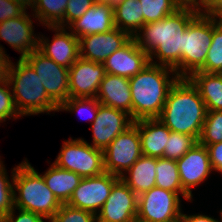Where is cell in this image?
<instances>
[{
  "label": "cell",
  "instance_id": "cell-46",
  "mask_svg": "<svg viewBox=\"0 0 222 222\" xmlns=\"http://www.w3.org/2000/svg\"><path fill=\"white\" fill-rule=\"evenodd\" d=\"M97 3H103V4H109L111 6H114L118 3L119 0H94Z\"/></svg>",
  "mask_w": 222,
  "mask_h": 222
},
{
  "label": "cell",
  "instance_id": "cell-38",
  "mask_svg": "<svg viewBox=\"0 0 222 222\" xmlns=\"http://www.w3.org/2000/svg\"><path fill=\"white\" fill-rule=\"evenodd\" d=\"M15 210H16L15 207L11 209L3 217L2 222H46L45 220H47V222L49 221L48 218L42 215L21 209H17L19 213H17L18 215H16Z\"/></svg>",
  "mask_w": 222,
  "mask_h": 222
},
{
  "label": "cell",
  "instance_id": "cell-47",
  "mask_svg": "<svg viewBox=\"0 0 222 222\" xmlns=\"http://www.w3.org/2000/svg\"><path fill=\"white\" fill-rule=\"evenodd\" d=\"M214 20L218 25L222 26V12Z\"/></svg>",
  "mask_w": 222,
  "mask_h": 222
},
{
  "label": "cell",
  "instance_id": "cell-18",
  "mask_svg": "<svg viewBox=\"0 0 222 222\" xmlns=\"http://www.w3.org/2000/svg\"><path fill=\"white\" fill-rule=\"evenodd\" d=\"M25 10L20 16L0 22V40L8 43L23 59L38 49L39 36L34 34L33 21Z\"/></svg>",
  "mask_w": 222,
  "mask_h": 222
},
{
  "label": "cell",
  "instance_id": "cell-33",
  "mask_svg": "<svg viewBox=\"0 0 222 222\" xmlns=\"http://www.w3.org/2000/svg\"><path fill=\"white\" fill-rule=\"evenodd\" d=\"M99 105L100 102L96 97L69 98L59 106L58 111L76 112L80 114V118H82V116L88 115L89 118L86 120L90 121L91 119L90 124H92L96 119Z\"/></svg>",
  "mask_w": 222,
  "mask_h": 222
},
{
  "label": "cell",
  "instance_id": "cell-6",
  "mask_svg": "<svg viewBox=\"0 0 222 222\" xmlns=\"http://www.w3.org/2000/svg\"><path fill=\"white\" fill-rule=\"evenodd\" d=\"M212 36L213 18L199 13L183 33L182 78H188L205 64Z\"/></svg>",
  "mask_w": 222,
  "mask_h": 222
},
{
  "label": "cell",
  "instance_id": "cell-24",
  "mask_svg": "<svg viewBox=\"0 0 222 222\" xmlns=\"http://www.w3.org/2000/svg\"><path fill=\"white\" fill-rule=\"evenodd\" d=\"M188 79L198 89L207 111H222V74L193 72Z\"/></svg>",
  "mask_w": 222,
  "mask_h": 222
},
{
  "label": "cell",
  "instance_id": "cell-29",
  "mask_svg": "<svg viewBox=\"0 0 222 222\" xmlns=\"http://www.w3.org/2000/svg\"><path fill=\"white\" fill-rule=\"evenodd\" d=\"M205 73L222 74V26L213 19V36L205 64L198 70Z\"/></svg>",
  "mask_w": 222,
  "mask_h": 222
},
{
  "label": "cell",
  "instance_id": "cell-5",
  "mask_svg": "<svg viewBox=\"0 0 222 222\" xmlns=\"http://www.w3.org/2000/svg\"><path fill=\"white\" fill-rule=\"evenodd\" d=\"M8 82L21 117L59 112V106L47 95L39 76L24 59L19 58L16 64L11 62Z\"/></svg>",
  "mask_w": 222,
  "mask_h": 222
},
{
  "label": "cell",
  "instance_id": "cell-32",
  "mask_svg": "<svg viewBox=\"0 0 222 222\" xmlns=\"http://www.w3.org/2000/svg\"><path fill=\"white\" fill-rule=\"evenodd\" d=\"M197 143L198 140L194 136L171 131L164 149V158L178 160Z\"/></svg>",
  "mask_w": 222,
  "mask_h": 222
},
{
  "label": "cell",
  "instance_id": "cell-45",
  "mask_svg": "<svg viewBox=\"0 0 222 222\" xmlns=\"http://www.w3.org/2000/svg\"><path fill=\"white\" fill-rule=\"evenodd\" d=\"M14 2L19 3L20 5H22L26 10L30 7L32 8L34 0H12Z\"/></svg>",
  "mask_w": 222,
  "mask_h": 222
},
{
  "label": "cell",
  "instance_id": "cell-2",
  "mask_svg": "<svg viewBox=\"0 0 222 222\" xmlns=\"http://www.w3.org/2000/svg\"><path fill=\"white\" fill-rule=\"evenodd\" d=\"M206 106L188 78H179L170 88L158 119L172 132L199 139L206 118Z\"/></svg>",
  "mask_w": 222,
  "mask_h": 222
},
{
  "label": "cell",
  "instance_id": "cell-1",
  "mask_svg": "<svg viewBox=\"0 0 222 222\" xmlns=\"http://www.w3.org/2000/svg\"><path fill=\"white\" fill-rule=\"evenodd\" d=\"M198 14L179 8L162 20L144 24L133 38L149 55L150 63L172 68L182 78L183 33Z\"/></svg>",
  "mask_w": 222,
  "mask_h": 222
},
{
  "label": "cell",
  "instance_id": "cell-39",
  "mask_svg": "<svg viewBox=\"0 0 222 222\" xmlns=\"http://www.w3.org/2000/svg\"><path fill=\"white\" fill-rule=\"evenodd\" d=\"M26 9L12 0H0V22L20 16Z\"/></svg>",
  "mask_w": 222,
  "mask_h": 222
},
{
  "label": "cell",
  "instance_id": "cell-19",
  "mask_svg": "<svg viewBox=\"0 0 222 222\" xmlns=\"http://www.w3.org/2000/svg\"><path fill=\"white\" fill-rule=\"evenodd\" d=\"M149 55L132 37L104 61L105 73L130 79L149 64Z\"/></svg>",
  "mask_w": 222,
  "mask_h": 222
},
{
  "label": "cell",
  "instance_id": "cell-3",
  "mask_svg": "<svg viewBox=\"0 0 222 222\" xmlns=\"http://www.w3.org/2000/svg\"><path fill=\"white\" fill-rule=\"evenodd\" d=\"M179 78L174 69L150 62L131 77L132 120L158 118L170 88Z\"/></svg>",
  "mask_w": 222,
  "mask_h": 222
},
{
  "label": "cell",
  "instance_id": "cell-42",
  "mask_svg": "<svg viewBox=\"0 0 222 222\" xmlns=\"http://www.w3.org/2000/svg\"><path fill=\"white\" fill-rule=\"evenodd\" d=\"M222 12V0H206L203 14L215 19Z\"/></svg>",
  "mask_w": 222,
  "mask_h": 222
},
{
  "label": "cell",
  "instance_id": "cell-35",
  "mask_svg": "<svg viewBox=\"0 0 222 222\" xmlns=\"http://www.w3.org/2000/svg\"><path fill=\"white\" fill-rule=\"evenodd\" d=\"M49 222H97V215L68 204H61Z\"/></svg>",
  "mask_w": 222,
  "mask_h": 222
},
{
  "label": "cell",
  "instance_id": "cell-9",
  "mask_svg": "<svg viewBox=\"0 0 222 222\" xmlns=\"http://www.w3.org/2000/svg\"><path fill=\"white\" fill-rule=\"evenodd\" d=\"M141 156L139 131L133 123L104 149V170L121 177Z\"/></svg>",
  "mask_w": 222,
  "mask_h": 222
},
{
  "label": "cell",
  "instance_id": "cell-13",
  "mask_svg": "<svg viewBox=\"0 0 222 222\" xmlns=\"http://www.w3.org/2000/svg\"><path fill=\"white\" fill-rule=\"evenodd\" d=\"M132 124L133 120L126 112L100 104L96 119L91 124L92 146L104 151L120 133Z\"/></svg>",
  "mask_w": 222,
  "mask_h": 222
},
{
  "label": "cell",
  "instance_id": "cell-28",
  "mask_svg": "<svg viewBox=\"0 0 222 222\" xmlns=\"http://www.w3.org/2000/svg\"><path fill=\"white\" fill-rule=\"evenodd\" d=\"M68 0H34L33 18L44 26L64 27V14Z\"/></svg>",
  "mask_w": 222,
  "mask_h": 222
},
{
  "label": "cell",
  "instance_id": "cell-41",
  "mask_svg": "<svg viewBox=\"0 0 222 222\" xmlns=\"http://www.w3.org/2000/svg\"><path fill=\"white\" fill-rule=\"evenodd\" d=\"M11 58L6 54L2 45H0V83L8 80Z\"/></svg>",
  "mask_w": 222,
  "mask_h": 222
},
{
  "label": "cell",
  "instance_id": "cell-36",
  "mask_svg": "<svg viewBox=\"0 0 222 222\" xmlns=\"http://www.w3.org/2000/svg\"><path fill=\"white\" fill-rule=\"evenodd\" d=\"M20 117L15 108L10 83L8 80L0 83V123L6 122L10 118L16 120Z\"/></svg>",
  "mask_w": 222,
  "mask_h": 222
},
{
  "label": "cell",
  "instance_id": "cell-27",
  "mask_svg": "<svg viewBox=\"0 0 222 222\" xmlns=\"http://www.w3.org/2000/svg\"><path fill=\"white\" fill-rule=\"evenodd\" d=\"M156 186L165 190L176 192L188 201L192 197L182 188L176 160L164 157L157 158Z\"/></svg>",
  "mask_w": 222,
  "mask_h": 222
},
{
  "label": "cell",
  "instance_id": "cell-12",
  "mask_svg": "<svg viewBox=\"0 0 222 222\" xmlns=\"http://www.w3.org/2000/svg\"><path fill=\"white\" fill-rule=\"evenodd\" d=\"M138 196L119 179L97 214V222H136Z\"/></svg>",
  "mask_w": 222,
  "mask_h": 222
},
{
  "label": "cell",
  "instance_id": "cell-25",
  "mask_svg": "<svg viewBox=\"0 0 222 222\" xmlns=\"http://www.w3.org/2000/svg\"><path fill=\"white\" fill-rule=\"evenodd\" d=\"M47 187L61 204H67L82 177L75 172L62 169L54 163L42 174Z\"/></svg>",
  "mask_w": 222,
  "mask_h": 222
},
{
  "label": "cell",
  "instance_id": "cell-48",
  "mask_svg": "<svg viewBox=\"0 0 222 222\" xmlns=\"http://www.w3.org/2000/svg\"><path fill=\"white\" fill-rule=\"evenodd\" d=\"M220 217H221V221L219 222H222V210L220 211Z\"/></svg>",
  "mask_w": 222,
  "mask_h": 222
},
{
  "label": "cell",
  "instance_id": "cell-14",
  "mask_svg": "<svg viewBox=\"0 0 222 222\" xmlns=\"http://www.w3.org/2000/svg\"><path fill=\"white\" fill-rule=\"evenodd\" d=\"M105 74L103 63L79 57L69 68V97H96Z\"/></svg>",
  "mask_w": 222,
  "mask_h": 222
},
{
  "label": "cell",
  "instance_id": "cell-16",
  "mask_svg": "<svg viewBox=\"0 0 222 222\" xmlns=\"http://www.w3.org/2000/svg\"><path fill=\"white\" fill-rule=\"evenodd\" d=\"M182 188L193 197L191 188L199 186L213 172L209 152L199 142L176 160Z\"/></svg>",
  "mask_w": 222,
  "mask_h": 222
},
{
  "label": "cell",
  "instance_id": "cell-21",
  "mask_svg": "<svg viewBox=\"0 0 222 222\" xmlns=\"http://www.w3.org/2000/svg\"><path fill=\"white\" fill-rule=\"evenodd\" d=\"M96 98L100 104L122 110L132 119V96L128 78L106 73Z\"/></svg>",
  "mask_w": 222,
  "mask_h": 222
},
{
  "label": "cell",
  "instance_id": "cell-7",
  "mask_svg": "<svg viewBox=\"0 0 222 222\" xmlns=\"http://www.w3.org/2000/svg\"><path fill=\"white\" fill-rule=\"evenodd\" d=\"M56 166L75 172L82 178L101 175L104 170L103 151L94 148L83 138L64 141L53 162Z\"/></svg>",
  "mask_w": 222,
  "mask_h": 222
},
{
  "label": "cell",
  "instance_id": "cell-30",
  "mask_svg": "<svg viewBox=\"0 0 222 222\" xmlns=\"http://www.w3.org/2000/svg\"><path fill=\"white\" fill-rule=\"evenodd\" d=\"M143 13V25L158 20L174 13L179 7L173 0H139Z\"/></svg>",
  "mask_w": 222,
  "mask_h": 222
},
{
  "label": "cell",
  "instance_id": "cell-10",
  "mask_svg": "<svg viewBox=\"0 0 222 222\" xmlns=\"http://www.w3.org/2000/svg\"><path fill=\"white\" fill-rule=\"evenodd\" d=\"M39 76L47 95L60 106L69 97V69L58 65L38 49L23 58Z\"/></svg>",
  "mask_w": 222,
  "mask_h": 222
},
{
  "label": "cell",
  "instance_id": "cell-37",
  "mask_svg": "<svg viewBox=\"0 0 222 222\" xmlns=\"http://www.w3.org/2000/svg\"><path fill=\"white\" fill-rule=\"evenodd\" d=\"M94 3V0H68L64 14V27L67 28L73 21L80 18Z\"/></svg>",
  "mask_w": 222,
  "mask_h": 222
},
{
  "label": "cell",
  "instance_id": "cell-43",
  "mask_svg": "<svg viewBox=\"0 0 222 222\" xmlns=\"http://www.w3.org/2000/svg\"><path fill=\"white\" fill-rule=\"evenodd\" d=\"M179 8L193 9L199 13L203 12L205 0H173Z\"/></svg>",
  "mask_w": 222,
  "mask_h": 222
},
{
  "label": "cell",
  "instance_id": "cell-4",
  "mask_svg": "<svg viewBox=\"0 0 222 222\" xmlns=\"http://www.w3.org/2000/svg\"><path fill=\"white\" fill-rule=\"evenodd\" d=\"M12 169L14 207L48 219L53 217L61 203L47 187L42 174L38 173L27 159Z\"/></svg>",
  "mask_w": 222,
  "mask_h": 222
},
{
  "label": "cell",
  "instance_id": "cell-23",
  "mask_svg": "<svg viewBox=\"0 0 222 222\" xmlns=\"http://www.w3.org/2000/svg\"><path fill=\"white\" fill-rule=\"evenodd\" d=\"M156 166L157 158L142 155L120 179L140 196L156 186Z\"/></svg>",
  "mask_w": 222,
  "mask_h": 222
},
{
  "label": "cell",
  "instance_id": "cell-17",
  "mask_svg": "<svg viewBox=\"0 0 222 222\" xmlns=\"http://www.w3.org/2000/svg\"><path fill=\"white\" fill-rule=\"evenodd\" d=\"M132 37L115 27L108 32L89 34L79 38L80 57L93 62L104 61L123 47Z\"/></svg>",
  "mask_w": 222,
  "mask_h": 222
},
{
  "label": "cell",
  "instance_id": "cell-15",
  "mask_svg": "<svg viewBox=\"0 0 222 222\" xmlns=\"http://www.w3.org/2000/svg\"><path fill=\"white\" fill-rule=\"evenodd\" d=\"M47 28L55 32L53 39L50 41L40 35L38 50L58 65L69 69L80 57L79 39L71 31L68 32L66 27L47 26Z\"/></svg>",
  "mask_w": 222,
  "mask_h": 222
},
{
  "label": "cell",
  "instance_id": "cell-31",
  "mask_svg": "<svg viewBox=\"0 0 222 222\" xmlns=\"http://www.w3.org/2000/svg\"><path fill=\"white\" fill-rule=\"evenodd\" d=\"M198 142L204 146L222 142V111H207Z\"/></svg>",
  "mask_w": 222,
  "mask_h": 222
},
{
  "label": "cell",
  "instance_id": "cell-26",
  "mask_svg": "<svg viewBox=\"0 0 222 222\" xmlns=\"http://www.w3.org/2000/svg\"><path fill=\"white\" fill-rule=\"evenodd\" d=\"M142 5L139 0H119L113 6L115 27L127 32L131 37L143 26Z\"/></svg>",
  "mask_w": 222,
  "mask_h": 222
},
{
  "label": "cell",
  "instance_id": "cell-11",
  "mask_svg": "<svg viewBox=\"0 0 222 222\" xmlns=\"http://www.w3.org/2000/svg\"><path fill=\"white\" fill-rule=\"evenodd\" d=\"M119 179L120 177L108 172L82 178L67 204L97 215Z\"/></svg>",
  "mask_w": 222,
  "mask_h": 222
},
{
  "label": "cell",
  "instance_id": "cell-44",
  "mask_svg": "<svg viewBox=\"0 0 222 222\" xmlns=\"http://www.w3.org/2000/svg\"><path fill=\"white\" fill-rule=\"evenodd\" d=\"M178 222H219L218 219L204 214L186 215L181 213Z\"/></svg>",
  "mask_w": 222,
  "mask_h": 222
},
{
  "label": "cell",
  "instance_id": "cell-34",
  "mask_svg": "<svg viewBox=\"0 0 222 222\" xmlns=\"http://www.w3.org/2000/svg\"><path fill=\"white\" fill-rule=\"evenodd\" d=\"M5 165L0 159V222L14 208V184L9 180Z\"/></svg>",
  "mask_w": 222,
  "mask_h": 222
},
{
  "label": "cell",
  "instance_id": "cell-20",
  "mask_svg": "<svg viewBox=\"0 0 222 222\" xmlns=\"http://www.w3.org/2000/svg\"><path fill=\"white\" fill-rule=\"evenodd\" d=\"M67 28L78 39L89 34L108 32L115 28L113 6L95 2L91 8Z\"/></svg>",
  "mask_w": 222,
  "mask_h": 222
},
{
  "label": "cell",
  "instance_id": "cell-8",
  "mask_svg": "<svg viewBox=\"0 0 222 222\" xmlns=\"http://www.w3.org/2000/svg\"><path fill=\"white\" fill-rule=\"evenodd\" d=\"M181 198L173 191L154 186L138 196L136 222H178Z\"/></svg>",
  "mask_w": 222,
  "mask_h": 222
},
{
  "label": "cell",
  "instance_id": "cell-40",
  "mask_svg": "<svg viewBox=\"0 0 222 222\" xmlns=\"http://www.w3.org/2000/svg\"><path fill=\"white\" fill-rule=\"evenodd\" d=\"M213 171L222 174V142L207 146Z\"/></svg>",
  "mask_w": 222,
  "mask_h": 222
},
{
  "label": "cell",
  "instance_id": "cell-22",
  "mask_svg": "<svg viewBox=\"0 0 222 222\" xmlns=\"http://www.w3.org/2000/svg\"><path fill=\"white\" fill-rule=\"evenodd\" d=\"M140 136L141 153L144 156L164 157L171 130L158 118H147L133 121Z\"/></svg>",
  "mask_w": 222,
  "mask_h": 222
}]
</instances>
